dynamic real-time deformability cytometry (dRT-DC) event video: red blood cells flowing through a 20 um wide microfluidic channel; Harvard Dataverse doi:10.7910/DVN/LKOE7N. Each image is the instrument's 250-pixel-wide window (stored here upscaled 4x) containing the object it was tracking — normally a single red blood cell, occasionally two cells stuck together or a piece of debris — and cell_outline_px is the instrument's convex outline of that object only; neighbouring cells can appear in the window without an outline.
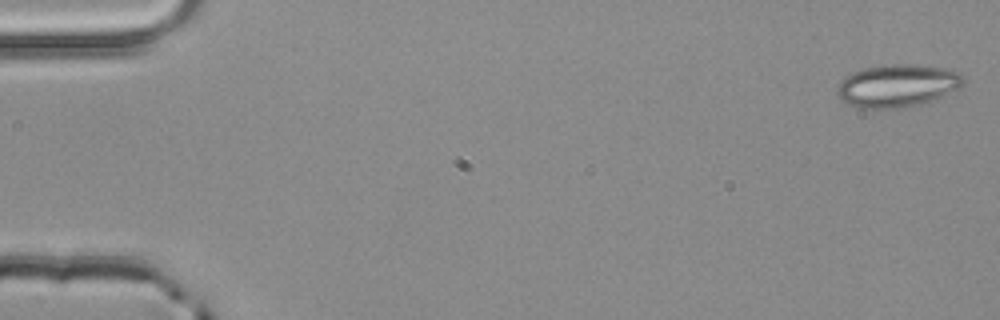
{"species": "common noctule bat (a hibernating species)", "species_latin": "Nyctalus noctula", "temperature_condition": "room temperature", "stored_images_in_passage": 4, "camera_frame_rate_fps": 3000, "um_per_image_px": 0.085, "animal": {"sex": "male", "body_mass_g": 20.4}, "frame": {"image": 1, "passage_image": 1, "time_ms": 0.0, "image_size_px": [1000, 320], "cell_outline_px": [[964, 84], [924, 104], [900, 108], [860, 108], [848, 104], [840, 100], [836, 92], [840, 80], [844, 76], [852, 72], [864, 68], [884, 64], [920, 64], [948, 68], [960, 72], [964, 76]], "centroid_in_image_um": [76.26, 7.26], "position_along_channel_um": 8.7, "area_um2": 31.79}}
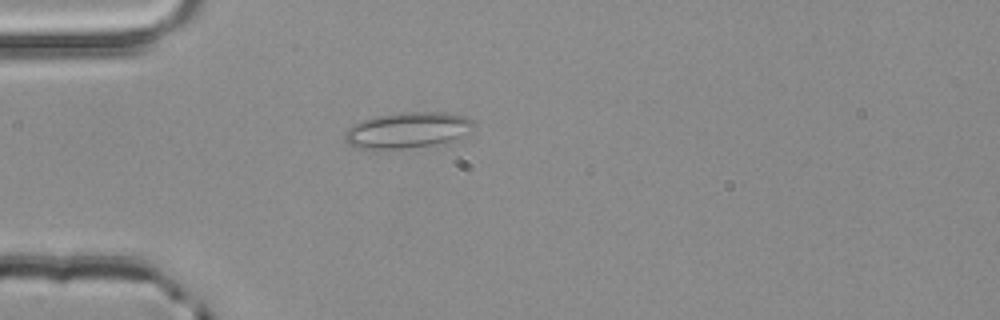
{"frame": {"image": 2, "passage_image": 4, "time_ms": 1.0, "image_size_px": [1000, 320], "cell_outline_px": [[472, 124], [468, 132], [460, 140], [404, 148], [356, 148], [344, 140], [344, 132], [352, 124], [360, 120], [372, 116], [400, 112], [444, 112], [468, 116], [472, 120]], "centroid_in_image_um": [34.62, 11.04], "position_along_channel_um": 50.4, "area_um2": 27.11}}